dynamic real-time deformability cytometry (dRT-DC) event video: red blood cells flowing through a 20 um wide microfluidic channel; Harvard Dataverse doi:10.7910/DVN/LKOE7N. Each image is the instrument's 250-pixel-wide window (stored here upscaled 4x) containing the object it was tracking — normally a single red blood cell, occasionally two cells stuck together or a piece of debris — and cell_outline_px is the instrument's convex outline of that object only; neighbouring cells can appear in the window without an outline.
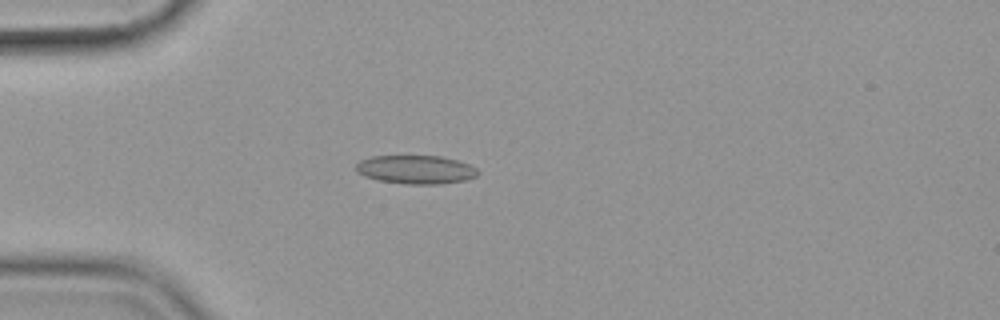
{"species": "common noctule bat (a hibernating species)", "species_latin": "Nyctalus noctula", "temperature_condition": "cold", "stored_images_in_passage": 41, "camera_frame_rate_fps": 3000, "um_per_image_px": 0.085, "animal": {"sex": "female", "body_mass_g": 19.9}, "frame": {"image": 1, "passage_image": 1, "time_ms": 0.0, "image_size_px": [1000, 320], "cell_outline_px": [[480, 172], [476, 176], [464, 180], [436, 184], [408, 184], [380, 180], [364, 176], [356, 172], [356, 164], [360, 160], [372, 156], [440, 156], [456, 160], [468, 164], [476, 168]], "centroid_in_image_um": [35.33, 14.41], "position_along_channel_um": 49.7, "area_um2": 20.11}}
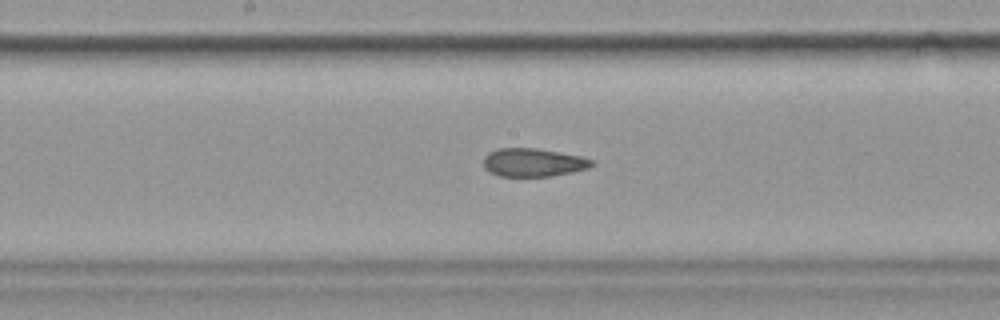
{"frame": {"image": 2, "passage_image": 15, "time_ms": 4.667, "image_size_px": [1000, 320], "cell_outline_px": [[596, 164], [588, 168], [572, 172], [552, 176], [500, 176], [488, 172], [484, 168], [484, 156], [488, 152], [496, 148], [536, 148], [580, 156], [592, 160]], "centroid_in_image_um": [45.3, 13.81], "position_along_channel_um": 202.9, "area_um2": 17.92}}
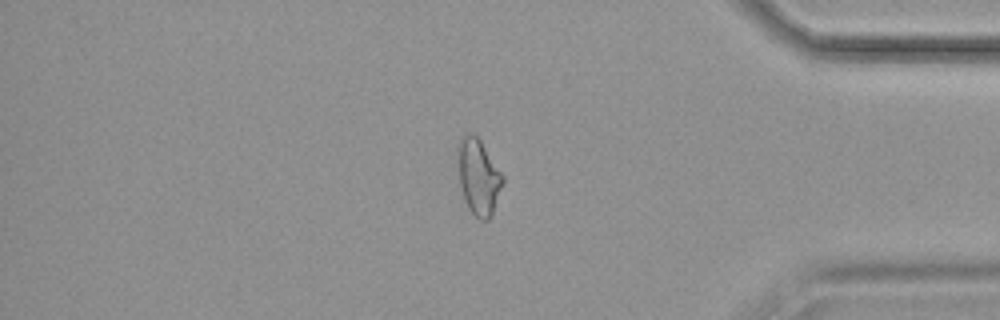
{"frame": {"image": 3, "passage_image": 33, "time_ms": 10.667, "image_size_px": [1000, 320], "cell_outline_px": [[504, 180], [492, 216], [488, 220], [480, 220], [468, 208], [460, 184], [456, 148], [456, 144], [460, 136], [468, 132], [472, 132], [480, 140], [504, 176]], "centroid_in_image_um": [40.65, 14.98], "position_along_channel_um": 394.5, "area_um2": 20.0}, "authors_computed_cell_mechanics": {"area_um2": 19.1318, "velocity_mm_per_s": 3.5933, "shape_relaxation_time_tau1_ms": null, "shape_relaxation_time_tau2_ms": 2.4968, "deformation_change_tau1": null, "deformation_change_tau2": 0.0911}}